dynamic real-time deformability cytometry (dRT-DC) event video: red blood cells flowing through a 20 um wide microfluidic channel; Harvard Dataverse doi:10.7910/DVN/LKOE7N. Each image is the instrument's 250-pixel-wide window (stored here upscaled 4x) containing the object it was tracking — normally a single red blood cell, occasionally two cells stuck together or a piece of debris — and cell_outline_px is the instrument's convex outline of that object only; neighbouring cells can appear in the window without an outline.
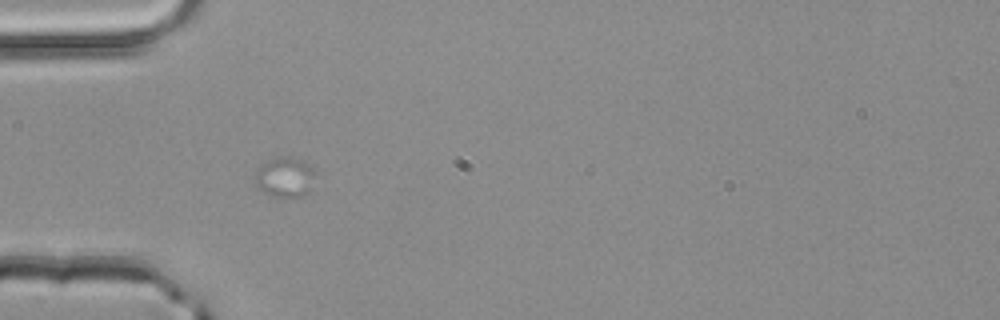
{"species": "common noctule bat (a hibernating species)", "species_latin": "Nyctalus noctula", "temperature_condition": "room temperature", "stored_images_in_passage": 1, "camera_frame_rate_fps": 3000, "um_per_image_px": 0.085, "animal": {"sex": "male", "body_mass_g": 20.4}, "frame": {"image": 1, "passage_image": 1, "time_ms": 0.0, "image_size_px": [1000, 320], "cell_outline_px": [[312, 172], [308, 192], [304, 196], [272, 196], [264, 192], [256, 184], [256, 172], [268, 160], [276, 156], [292, 156], [304, 160], [312, 164]], "centroid_in_image_um": [24.21, 15.01], "position_along_channel_um": 60.8, "area_um2": 13.64}}